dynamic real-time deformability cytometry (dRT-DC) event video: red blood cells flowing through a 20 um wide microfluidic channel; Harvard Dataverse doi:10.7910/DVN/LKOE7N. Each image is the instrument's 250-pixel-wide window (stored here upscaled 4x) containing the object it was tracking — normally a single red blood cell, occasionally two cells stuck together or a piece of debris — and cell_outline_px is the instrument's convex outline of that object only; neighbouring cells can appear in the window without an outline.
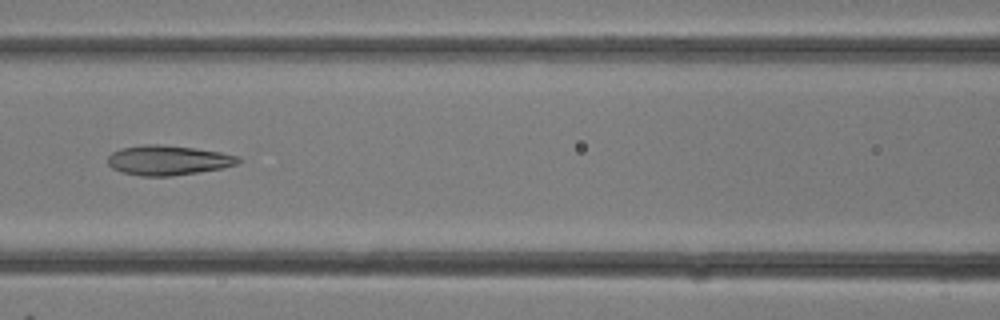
{"species": "common noctule bat (a hibernating species)", "species_latin": "Nyctalus noctula", "temperature_condition": "room temperature", "stored_images_in_passage": 18, "camera_frame_rate_fps": 3000, "um_per_image_px": 0.085, "animal": {"sex": "female"}, "frame": {"image": 1, "passage_image": 13, "time_ms": 4.0, "image_size_px": [1000, 320], "cell_outline_px": [[240, 160], [236, 164], [224, 168], [172, 176], [140, 176], [124, 172], [112, 168], [108, 164], [108, 156], [112, 152], [120, 148], [144, 144], [160, 144], [192, 148], [220, 152], [240, 156]], "centroid_in_image_um": [14.28, 13.62], "position_along_channel_um": 152.3, "area_um2": 22.6}}
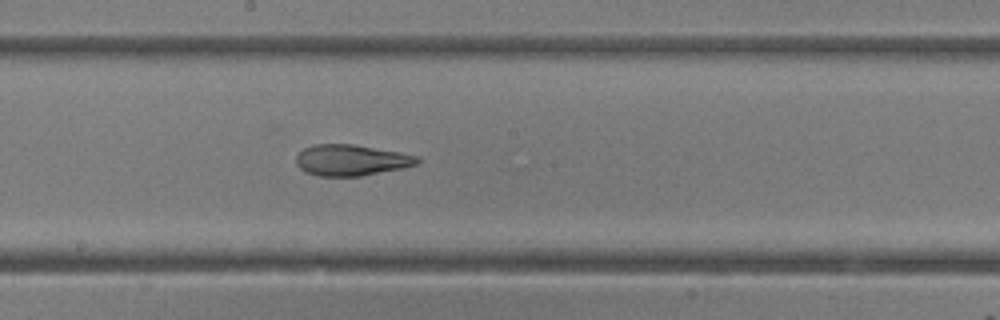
{"frame": {"image": 2, "passage_image": 16, "time_ms": 5.0, "image_size_px": [1000, 320], "cell_outline_px": [[420, 164], [404, 168], [360, 176], [320, 176], [304, 172], [296, 164], [296, 156], [304, 148], [316, 144], [352, 144], [400, 152], [420, 156]], "centroid_in_image_um": [29.89, 13.61], "position_along_channel_um": 218.3, "area_um2": 22.08}}
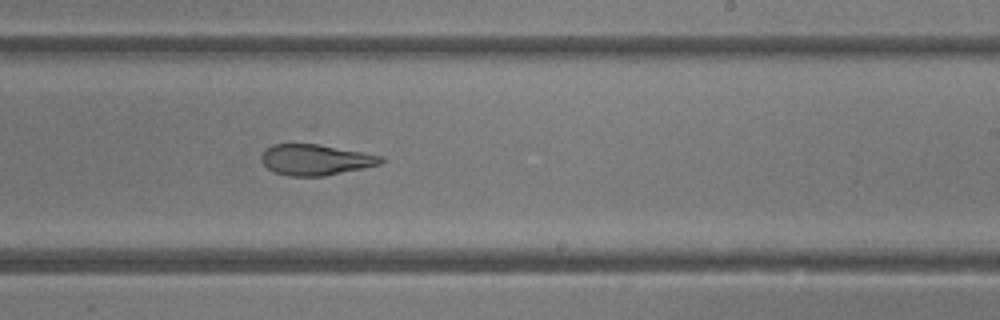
{"frame": {"image": 3, "passage_image": 18, "time_ms": 5.667, "image_size_px": [1000, 320], "cell_outline_px": [[384, 160], [380, 164], [324, 176], [288, 176], [272, 172], [264, 164], [260, 156], [272, 144], [320, 144], [384, 156]], "centroid_in_image_um": [26.82, 13.58], "position_along_channel_um": 262.2, "area_um2": 21.39}}